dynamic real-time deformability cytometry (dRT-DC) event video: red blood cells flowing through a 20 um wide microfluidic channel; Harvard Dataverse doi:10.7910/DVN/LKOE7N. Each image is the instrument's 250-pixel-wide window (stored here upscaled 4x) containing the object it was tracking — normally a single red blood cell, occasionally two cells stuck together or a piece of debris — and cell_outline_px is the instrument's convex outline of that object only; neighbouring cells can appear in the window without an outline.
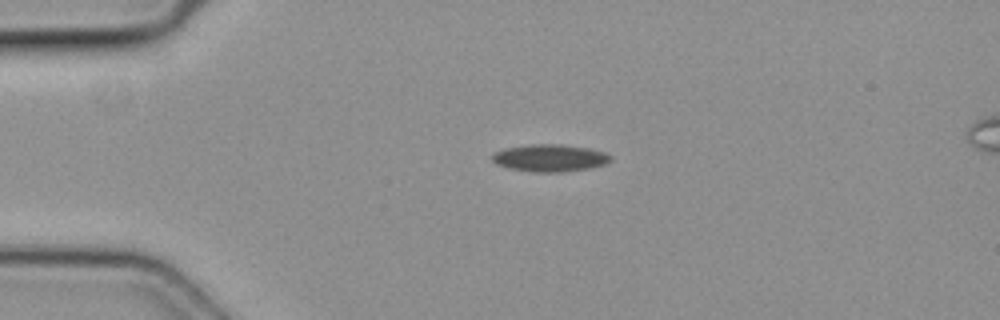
{"species": "common noctule bat (a hibernating species)", "species_latin": "Nyctalus noctula", "temperature_condition": "cold", "stored_images_in_passage": 3, "camera_frame_rate_fps": 3000, "um_per_image_px": 0.085, "animal": {"sex": "female", "body_mass_g": 19.3, "forearm_length_mm": 54.1}, "frame": {"image": 1, "passage_image": 1, "time_ms": 0.0, "image_size_px": [1000, 320], "cell_outline_px": [[612, 160], [604, 164], [588, 168], [560, 172], [536, 172], [508, 168], [496, 164], [492, 160], [492, 156], [496, 152], [504, 148], [532, 144], [560, 144], [588, 148], [604, 152], [612, 156]], "centroid_in_image_um": [46.73, 13.42], "position_along_channel_um": 38.3, "area_um2": 18.67}}
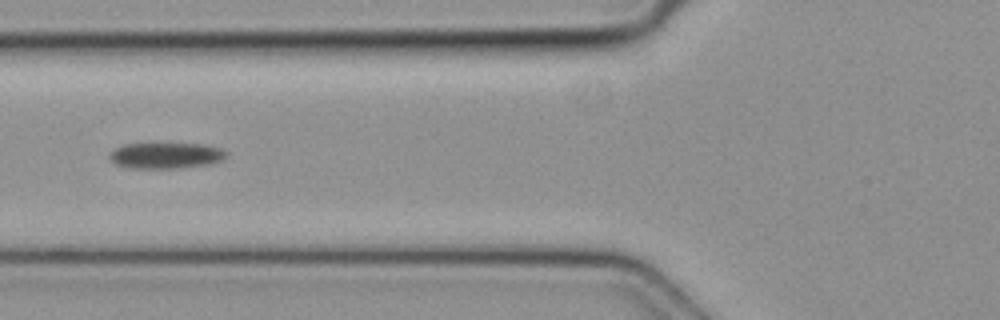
{"frame": {"image": 2, "passage_image": 3, "time_ms": 0.667, "image_size_px": [1000, 320], "cell_outline_px": [[228, 156], [224, 160], [212, 164], [176, 168], [128, 168], [116, 164], [108, 156], [108, 152], [124, 144], [204, 144], [224, 148], [228, 152]], "centroid_in_image_um": [14.16, 13.22], "position_along_channel_um": 111.6, "area_um2": 17.92}}